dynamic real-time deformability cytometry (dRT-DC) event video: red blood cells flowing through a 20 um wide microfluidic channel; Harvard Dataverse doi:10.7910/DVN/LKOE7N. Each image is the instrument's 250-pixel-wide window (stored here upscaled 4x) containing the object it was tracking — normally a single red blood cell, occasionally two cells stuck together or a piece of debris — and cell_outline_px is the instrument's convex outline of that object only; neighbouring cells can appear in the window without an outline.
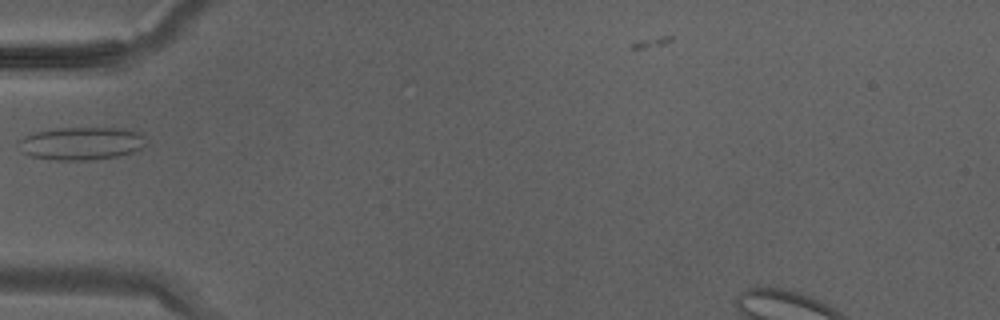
{"species": "Egyptian fruit bat (a non-hibernating species)", "species_latin": "Rousettus aegyptiacus", "temperature_condition": "warm", "stored_images_in_passage": 21, "camera_frame_rate_fps": 3000, "um_per_image_px": 0.085, "animal": {"sex": "male"}, "frame": {"image": 1, "passage_image": 1, "time_ms": 0.0, "image_size_px": [1000, 320], "cell_outline_px": [[144, 144], [140, 148], [132, 152], [116, 156], [84, 160], [52, 160], [32, 156], [24, 152], [20, 140], [24, 136], [36, 132], [56, 128], [124, 128], [140, 132], [144, 136]], "centroid_in_image_um": [6.95, 12.18], "position_along_channel_um": 78.1, "area_um2": 23.99}}
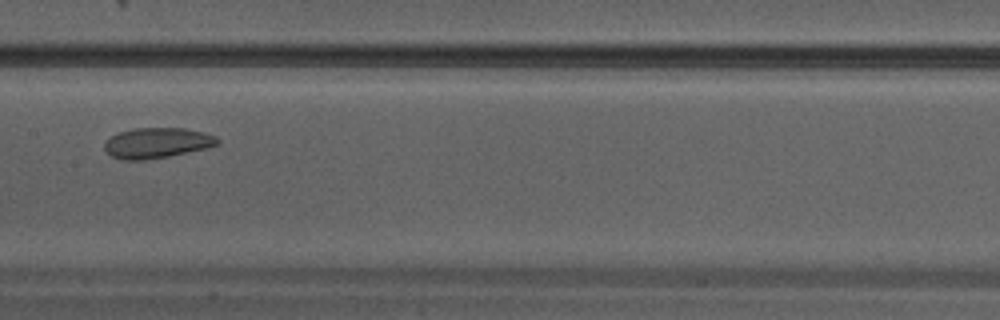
{"frame": {"image": 2, "passage_image": 7, "time_ms": 2.0, "image_size_px": [1000, 320], "cell_outline_px": [[220, 140], [216, 144], [208, 148], [168, 156], [144, 160], [120, 160], [112, 156], [104, 148], [104, 144], [112, 136], [120, 132], [136, 128], [184, 128], [204, 132], [216, 136]], "centroid_in_image_um": [13.36, 12.15], "position_along_channel_um": 194.0, "area_um2": 19.88}}
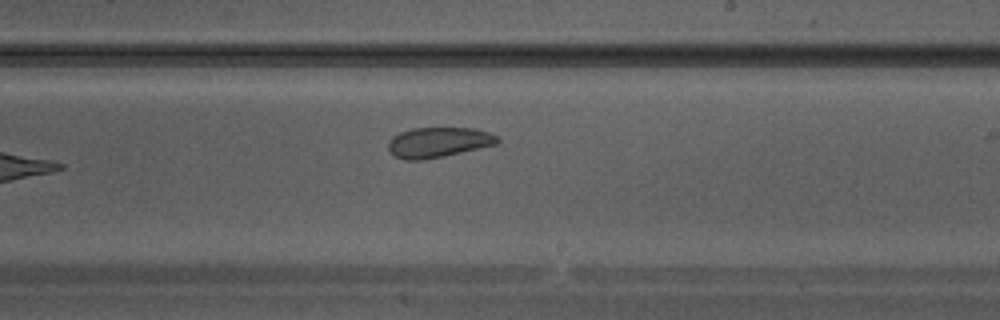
{"frame": {"image": 3, "passage_image": 10, "time_ms": 3.0, "image_size_px": [1000, 320], "cell_outline_px": [[500, 140], [496, 144], [444, 156], [424, 160], [404, 160], [396, 156], [388, 148], [388, 140], [392, 136], [400, 132], [412, 128], [476, 128], [488, 132], [496, 136]], "centroid_in_image_um": [37.23, 12.09], "position_along_channel_um": 251.8, "area_um2": 19.13}}